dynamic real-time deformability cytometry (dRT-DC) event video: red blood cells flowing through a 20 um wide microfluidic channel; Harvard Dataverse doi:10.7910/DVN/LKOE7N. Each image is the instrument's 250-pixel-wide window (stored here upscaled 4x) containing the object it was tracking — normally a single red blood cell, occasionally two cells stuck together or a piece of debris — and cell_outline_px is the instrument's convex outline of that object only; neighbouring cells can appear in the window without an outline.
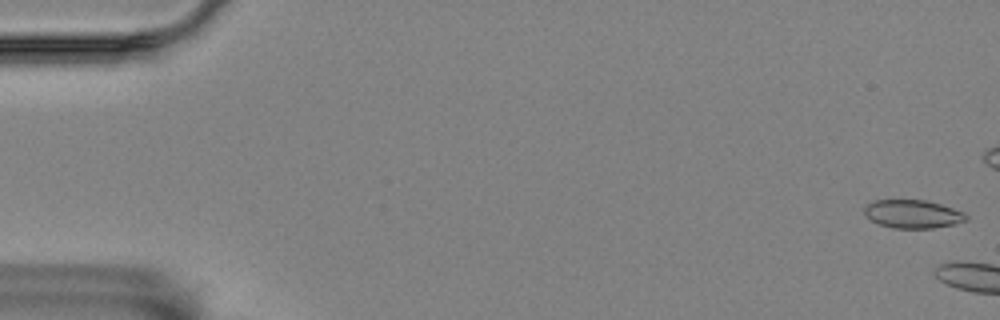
{"species": "Egyptian fruit bat (a non-hibernating species)", "species_latin": "Rousettus aegyptiacus", "temperature_condition": "room temperature", "stored_images_in_passage": 15, "camera_frame_rate_fps": 3000, "um_per_image_px": 0.085, "animal": {"sex": "female"}, "frame": {"image": 1, "passage_image": 1, "time_ms": 0.0, "image_size_px": [1000, 320], "cell_outline_px": [[968, 220], [952, 224], [932, 228], [892, 228], [880, 224], [872, 220], [864, 212], [864, 208], [868, 204], [876, 200], [924, 200], [940, 204], [964, 212], [968, 216]], "centroid_in_image_um": [77.6, 18.19], "position_along_channel_um": 7.4, "area_um2": 16.53}}